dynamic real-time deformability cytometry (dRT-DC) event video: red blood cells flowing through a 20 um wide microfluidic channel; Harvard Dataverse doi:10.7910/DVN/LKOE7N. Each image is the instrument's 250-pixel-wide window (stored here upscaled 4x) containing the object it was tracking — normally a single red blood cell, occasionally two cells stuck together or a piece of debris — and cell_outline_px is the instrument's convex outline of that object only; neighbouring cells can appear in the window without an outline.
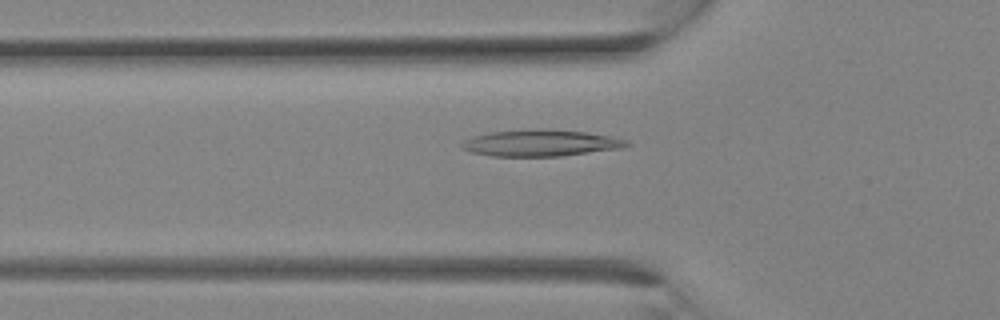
{"species": "Egyptian fruit bat (a non-hibernating species)", "species_latin": "Rousettus aegyptiacus", "temperature_condition": "room temperature", "stored_images_in_passage": 10, "camera_frame_rate_fps": 3000, "um_per_image_px": 0.085, "animal": {"sex": "female"}, "frame": {"image": 1, "passage_image": 2, "time_ms": 0.333, "image_size_px": [1000, 320], "cell_outline_px": [[632, 144], [620, 148], [560, 156], [492, 156], [472, 152], [460, 148], [460, 144], [464, 140], [476, 136], [492, 132], [540, 128], [584, 132], [608, 136], [628, 140]], "centroid_in_image_um": [45.94, 12.16], "position_along_channel_um": 79.9, "area_um2": 25.2}}
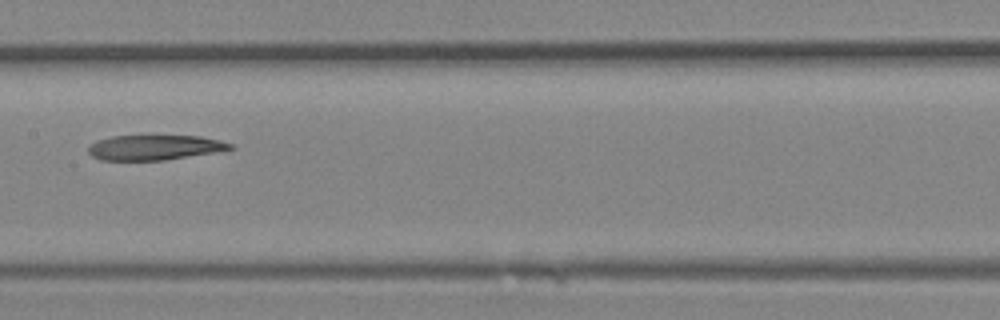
{"frame": {"image": 2, "passage_image": 7, "time_ms": 2.0, "image_size_px": [1000, 320], "cell_outline_px": [[236, 148], [164, 160], [100, 160], [92, 156], [88, 152], [88, 148], [96, 140], [112, 136], [200, 136], [220, 140], [232, 144]], "centroid_in_image_um": [13.11, 12.53], "position_along_channel_um": 194.3, "area_um2": 20.46}}
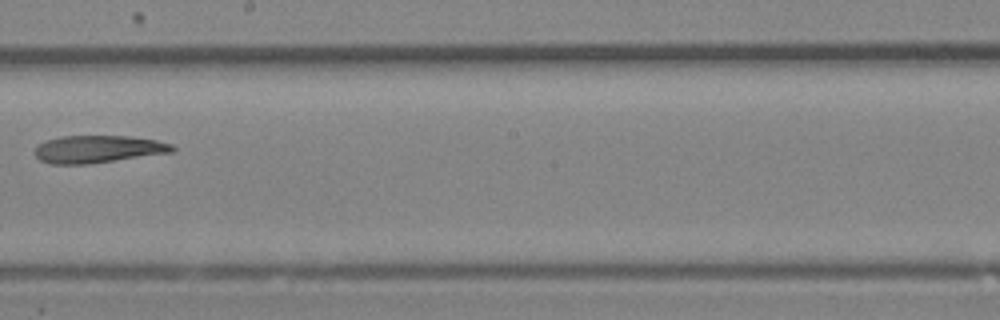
{"frame": {"image": 3, "passage_image": 9, "time_ms": 2.667, "image_size_px": [1000, 320], "cell_outline_px": [[176, 148], [172, 152], [88, 164], [52, 164], [40, 160], [36, 156], [36, 148], [40, 144], [48, 140], [60, 136], [128, 136], [156, 140], [172, 144]], "centroid_in_image_um": [8.35, 12.67], "position_along_channel_um": 239.9, "area_um2": 21.73}}